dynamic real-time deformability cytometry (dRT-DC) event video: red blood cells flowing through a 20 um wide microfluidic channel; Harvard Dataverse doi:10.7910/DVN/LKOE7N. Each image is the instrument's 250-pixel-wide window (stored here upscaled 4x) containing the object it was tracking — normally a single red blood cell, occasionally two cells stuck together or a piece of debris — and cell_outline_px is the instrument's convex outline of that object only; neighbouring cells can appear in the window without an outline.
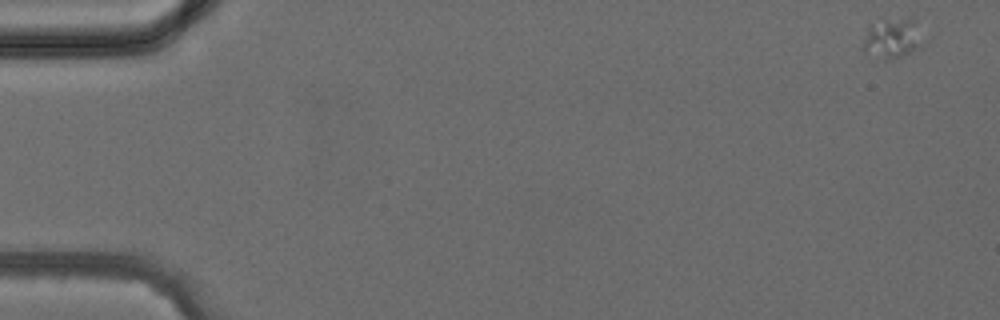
{"species": "common noctule bat (a hibernating species)", "species_latin": "Nyctalus noctula", "temperature_condition": "cold", "stored_images_in_passage": 13, "camera_frame_rate_fps": 3000, "um_per_image_px": 0.085, "animal": {"sex": "female", "body_mass_g": 24.6, "forearm_length_mm": 56.2}, "frame": {"image": 1, "passage_image": 2, "time_ms": 0.333, "image_size_px": [1000, 320], "cell_outline_px": [[928, 40], [924, 48], [900, 56], [884, 60], [864, 52], [860, 48], [868, 28], [872, 24], [912, 16], [916, 16]], "centroid_in_image_um": [76.02, 3.25], "position_along_channel_um": 9.0, "area_um2": 14.91}}